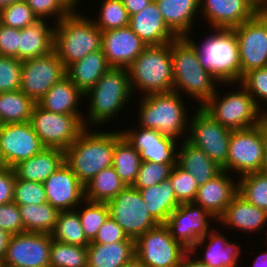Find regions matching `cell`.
Returning a JSON list of instances; mask_svg holds the SVG:
<instances>
[{
	"mask_svg": "<svg viewBox=\"0 0 267 267\" xmlns=\"http://www.w3.org/2000/svg\"><path fill=\"white\" fill-rule=\"evenodd\" d=\"M253 262L254 263L252 267H267V251L260 253V255H258Z\"/></svg>",
	"mask_w": 267,
	"mask_h": 267,
	"instance_id": "58",
	"label": "cell"
},
{
	"mask_svg": "<svg viewBox=\"0 0 267 267\" xmlns=\"http://www.w3.org/2000/svg\"><path fill=\"white\" fill-rule=\"evenodd\" d=\"M83 98H86L84 94L65 76L52 86L38 104L45 110L54 113L81 114L77 106Z\"/></svg>",
	"mask_w": 267,
	"mask_h": 267,
	"instance_id": "33",
	"label": "cell"
},
{
	"mask_svg": "<svg viewBox=\"0 0 267 267\" xmlns=\"http://www.w3.org/2000/svg\"><path fill=\"white\" fill-rule=\"evenodd\" d=\"M128 26L147 46L171 43L178 38L167 26L155 0L131 15Z\"/></svg>",
	"mask_w": 267,
	"mask_h": 267,
	"instance_id": "24",
	"label": "cell"
},
{
	"mask_svg": "<svg viewBox=\"0 0 267 267\" xmlns=\"http://www.w3.org/2000/svg\"><path fill=\"white\" fill-rule=\"evenodd\" d=\"M37 20L39 19L25 0L13 2L0 10V23L12 28L23 29Z\"/></svg>",
	"mask_w": 267,
	"mask_h": 267,
	"instance_id": "44",
	"label": "cell"
},
{
	"mask_svg": "<svg viewBox=\"0 0 267 267\" xmlns=\"http://www.w3.org/2000/svg\"><path fill=\"white\" fill-rule=\"evenodd\" d=\"M169 179L172 182L175 197L178 202L180 204L193 203L199 187L194 177L178 165H175L173 166Z\"/></svg>",
	"mask_w": 267,
	"mask_h": 267,
	"instance_id": "46",
	"label": "cell"
},
{
	"mask_svg": "<svg viewBox=\"0 0 267 267\" xmlns=\"http://www.w3.org/2000/svg\"><path fill=\"white\" fill-rule=\"evenodd\" d=\"M136 189L148 206L149 213L159 224H165L169 215L180 206L170 179L157 185Z\"/></svg>",
	"mask_w": 267,
	"mask_h": 267,
	"instance_id": "34",
	"label": "cell"
},
{
	"mask_svg": "<svg viewBox=\"0 0 267 267\" xmlns=\"http://www.w3.org/2000/svg\"><path fill=\"white\" fill-rule=\"evenodd\" d=\"M52 236L48 233L22 232L12 234L3 264L13 267H50Z\"/></svg>",
	"mask_w": 267,
	"mask_h": 267,
	"instance_id": "16",
	"label": "cell"
},
{
	"mask_svg": "<svg viewBox=\"0 0 267 267\" xmlns=\"http://www.w3.org/2000/svg\"><path fill=\"white\" fill-rule=\"evenodd\" d=\"M222 170L214 178L198 187L193 203L202 207L217 221L238 194V181ZM235 183V184H234Z\"/></svg>",
	"mask_w": 267,
	"mask_h": 267,
	"instance_id": "23",
	"label": "cell"
},
{
	"mask_svg": "<svg viewBox=\"0 0 267 267\" xmlns=\"http://www.w3.org/2000/svg\"><path fill=\"white\" fill-rule=\"evenodd\" d=\"M267 140V122L257 126L233 130L230 134L228 158L222 170L237 172L240 177L248 173L263 170L265 146Z\"/></svg>",
	"mask_w": 267,
	"mask_h": 267,
	"instance_id": "9",
	"label": "cell"
},
{
	"mask_svg": "<svg viewBox=\"0 0 267 267\" xmlns=\"http://www.w3.org/2000/svg\"><path fill=\"white\" fill-rule=\"evenodd\" d=\"M155 2L167 26L178 37L191 34L194 20L197 19L195 15L197 12L200 13L199 0H155Z\"/></svg>",
	"mask_w": 267,
	"mask_h": 267,
	"instance_id": "30",
	"label": "cell"
},
{
	"mask_svg": "<svg viewBox=\"0 0 267 267\" xmlns=\"http://www.w3.org/2000/svg\"><path fill=\"white\" fill-rule=\"evenodd\" d=\"M82 114H60L35 104L30 123L44 147L65 151L85 129Z\"/></svg>",
	"mask_w": 267,
	"mask_h": 267,
	"instance_id": "10",
	"label": "cell"
},
{
	"mask_svg": "<svg viewBox=\"0 0 267 267\" xmlns=\"http://www.w3.org/2000/svg\"><path fill=\"white\" fill-rule=\"evenodd\" d=\"M107 205L109 216L133 240L160 225L149 213L139 190L132 186H126Z\"/></svg>",
	"mask_w": 267,
	"mask_h": 267,
	"instance_id": "12",
	"label": "cell"
},
{
	"mask_svg": "<svg viewBox=\"0 0 267 267\" xmlns=\"http://www.w3.org/2000/svg\"><path fill=\"white\" fill-rule=\"evenodd\" d=\"M232 29L239 43L241 78L250 70L267 67V16L260 10Z\"/></svg>",
	"mask_w": 267,
	"mask_h": 267,
	"instance_id": "15",
	"label": "cell"
},
{
	"mask_svg": "<svg viewBox=\"0 0 267 267\" xmlns=\"http://www.w3.org/2000/svg\"><path fill=\"white\" fill-rule=\"evenodd\" d=\"M138 117L139 126L158 131L177 141L186 130H189V120L183 99L175 91L168 93L142 96ZM181 136V137H180Z\"/></svg>",
	"mask_w": 267,
	"mask_h": 267,
	"instance_id": "7",
	"label": "cell"
},
{
	"mask_svg": "<svg viewBox=\"0 0 267 267\" xmlns=\"http://www.w3.org/2000/svg\"><path fill=\"white\" fill-rule=\"evenodd\" d=\"M65 76L66 69L54 51L46 56L26 59L22 61L20 90L38 103Z\"/></svg>",
	"mask_w": 267,
	"mask_h": 267,
	"instance_id": "14",
	"label": "cell"
},
{
	"mask_svg": "<svg viewBox=\"0 0 267 267\" xmlns=\"http://www.w3.org/2000/svg\"><path fill=\"white\" fill-rule=\"evenodd\" d=\"M16 176L13 168L0 169V205L13 201V192Z\"/></svg>",
	"mask_w": 267,
	"mask_h": 267,
	"instance_id": "54",
	"label": "cell"
},
{
	"mask_svg": "<svg viewBox=\"0 0 267 267\" xmlns=\"http://www.w3.org/2000/svg\"><path fill=\"white\" fill-rule=\"evenodd\" d=\"M171 57L173 91L189 94L202 107L216 92L215 84L220 83L200 65L195 49L184 37H178L171 42Z\"/></svg>",
	"mask_w": 267,
	"mask_h": 267,
	"instance_id": "4",
	"label": "cell"
},
{
	"mask_svg": "<svg viewBox=\"0 0 267 267\" xmlns=\"http://www.w3.org/2000/svg\"><path fill=\"white\" fill-rule=\"evenodd\" d=\"M44 146L30 121L0 125V154L6 167L38 154Z\"/></svg>",
	"mask_w": 267,
	"mask_h": 267,
	"instance_id": "17",
	"label": "cell"
},
{
	"mask_svg": "<svg viewBox=\"0 0 267 267\" xmlns=\"http://www.w3.org/2000/svg\"><path fill=\"white\" fill-rule=\"evenodd\" d=\"M85 96L89 99V108L88 116L83 118L84 127L106 124L134 97L128 70L110 67Z\"/></svg>",
	"mask_w": 267,
	"mask_h": 267,
	"instance_id": "3",
	"label": "cell"
},
{
	"mask_svg": "<svg viewBox=\"0 0 267 267\" xmlns=\"http://www.w3.org/2000/svg\"><path fill=\"white\" fill-rule=\"evenodd\" d=\"M86 204V205H84ZM81 210L77 207L76 210L80 217V223L85 232V237L89 242L93 241L97 236L99 228L109 217V208L107 203L91 202L85 200ZM80 210V211H79Z\"/></svg>",
	"mask_w": 267,
	"mask_h": 267,
	"instance_id": "42",
	"label": "cell"
},
{
	"mask_svg": "<svg viewBox=\"0 0 267 267\" xmlns=\"http://www.w3.org/2000/svg\"><path fill=\"white\" fill-rule=\"evenodd\" d=\"M137 127L138 130L129 128L121 130V133L140 153L142 161L177 165L178 151L175 152L177 149L175 143L178 140L161 135L154 129Z\"/></svg>",
	"mask_w": 267,
	"mask_h": 267,
	"instance_id": "19",
	"label": "cell"
},
{
	"mask_svg": "<svg viewBox=\"0 0 267 267\" xmlns=\"http://www.w3.org/2000/svg\"><path fill=\"white\" fill-rule=\"evenodd\" d=\"M173 169L171 164L142 161L136 180L132 187L146 188L169 179Z\"/></svg>",
	"mask_w": 267,
	"mask_h": 267,
	"instance_id": "45",
	"label": "cell"
},
{
	"mask_svg": "<svg viewBox=\"0 0 267 267\" xmlns=\"http://www.w3.org/2000/svg\"><path fill=\"white\" fill-rule=\"evenodd\" d=\"M121 267H146L143 265L136 257H134L130 262L122 265Z\"/></svg>",
	"mask_w": 267,
	"mask_h": 267,
	"instance_id": "60",
	"label": "cell"
},
{
	"mask_svg": "<svg viewBox=\"0 0 267 267\" xmlns=\"http://www.w3.org/2000/svg\"><path fill=\"white\" fill-rule=\"evenodd\" d=\"M188 252L189 249L176 241L164 224L135 240V257L146 267H179Z\"/></svg>",
	"mask_w": 267,
	"mask_h": 267,
	"instance_id": "11",
	"label": "cell"
},
{
	"mask_svg": "<svg viewBox=\"0 0 267 267\" xmlns=\"http://www.w3.org/2000/svg\"><path fill=\"white\" fill-rule=\"evenodd\" d=\"M141 163L140 153L126 140L121 130L116 131L112 166L126 186L134 184Z\"/></svg>",
	"mask_w": 267,
	"mask_h": 267,
	"instance_id": "35",
	"label": "cell"
},
{
	"mask_svg": "<svg viewBox=\"0 0 267 267\" xmlns=\"http://www.w3.org/2000/svg\"><path fill=\"white\" fill-rule=\"evenodd\" d=\"M61 2L71 11V12H73V11H76L77 12V10L75 9V8H77L76 6H77V4H78V2H80L81 3V1L80 0H61Z\"/></svg>",
	"mask_w": 267,
	"mask_h": 267,
	"instance_id": "59",
	"label": "cell"
},
{
	"mask_svg": "<svg viewBox=\"0 0 267 267\" xmlns=\"http://www.w3.org/2000/svg\"><path fill=\"white\" fill-rule=\"evenodd\" d=\"M177 165L189 172L197 185H203L222 171L215 162L201 149L193 146L187 140L180 142Z\"/></svg>",
	"mask_w": 267,
	"mask_h": 267,
	"instance_id": "32",
	"label": "cell"
},
{
	"mask_svg": "<svg viewBox=\"0 0 267 267\" xmlns=\"http://www.w3.org/2000/svg\"><path fill=\"white\" fill-rule=\"evenodd\" d=\"M110 68L103 50L86 55L66 68V76L86 94Z\"/></svg>",
	"mask_w": 267,
	"mask_h": 267,
	"instance_id": "31",
	"label": "cell"
},
{
	"mask_svg": "<svg viewBox=\"0 0 267 267\" xmlns=\"http://www.w3.org/2000/svg\"><path fill=\"white\" fill-rule=\"evenodd\" d=\"M20 29L0 23V56L15 57L19 60Z\"/></svg>",
	"mask_w": 267,
	"mask_h": 267,
	"instance_id": "52",
	"label": "cell"
},
{
	"mask_svg": "<svg viewBox=\"0 0 267 267\" xmlns=\"http://www.w3.org/2000/svg\"><path fill=\"white\" fill-rule=\"evenodd\" d=\"M205 240L209 242L206 246L204 244ZM201 245L205 248L202 247L201 249ZM198 248L203 251V254L197 259L209 267H237L240 262V245L230 242L224 233L222 235L220 231L214 228H211L189 251L191 254L199 255V253H196Z\"/></svg>",
	"mask_w": 267,
	"mask_h": 267,
	"instance_id": "25",
	"label": "cell"
},
{
	"mask_svg": "<svg viewBox=\"0 0 267 267\" xmlns=\"http://www.w3.org/2000/svg\"><path fill=\"white\" fill-rule=\"evenodd\" d=\"M65 162V151L44 147L38 154L22 160L12 168L16 178L43 183Z\"/></svg>",
	"mask_w": 267,
	"mask_h": 267,
	"instance_id": "27",
	"label": "cell"
},
{
	"mask_svg": "<svg viewBox=\"0 0 267 267\" xmlns=\"http://www.w3.org/2000/svg\"><path fill=\"white\" fill-rule=\"evenodd\" d=\"M191 257H193V254H191V252L189 251L184 256L179 267H209L208 265L201 263L198 259H196L195 255H194V258H191Z\"/></svg>",
	"mask_w": 267,
	"mask_h": 267,
	"instance_id": "56",
	"label": "cell"
},
{
	"mask_svg": "<svg viewBox=\"0 0 267 267\" xmlns=\"http://www.w3.org/2000/svg\"><path fill=\"white\" fill-rule=\"evenodd\" d=\"M127 70L133 94L135 89L144 96L173 91L171 43L147 46Z\"/></svg>",
	"mask_w": 267,
	"mask_h": 267,
	"instance_id": "6",
	"label": "cell"
},
{
	"mask_svg": "<svg viewBox=\"0 0 267 267\" xmlns=\"http://www.w3.org/2000/svg\"><path fill=\"white\" fill-rule=\"evenodd\" d=\"M102 1L98 20H93L101 31L118 29L129 25V15L122 0Z\"/></svg>",
	"mask_w": 267,
	"mask_h": 267,
	"instance_id": "43",
	"label": "cell"
},
{
	"mask_svg": "<svg viewBox=\"0 0 267 267\" xmlns=\"http://www.w3.org/2000/svg\"><path fill=\"white\" fill-rule=\"evenodd\" d=\"M55 27H49L46 19L20 29L19 60L42 57L50 54L54 46Z\"/></svg>",
	"mask_w": 267,
	"mask_h": 267,
	"instance_id": "28",
	"label": "cell"
},
{
	"mask_svg": "<svg viewBox=\"0 0 267 267\" xmlns=\"http://www.w3.org/2000/svg\"><path fill=\"white\" fill-rule=\"evenodd\" d=\"M0 267H5V265L2 262H0Z\"/></svg>",
	"mask_w": 267,
	"mask_h": 267,
	"instance_id": "67",
	"label": "cell"
},
{
	"mask_svg": "<svg viewBox=\"0 0 267 267\" xmlns=\"http://www.w3.org/2000/svg\"><path fill=\"white\" fill-rule=\"evenodd\" d=\"M35 104L21 90L0 93V125L30 121Z\"/></svg>",
	"mask_w": 267,
	"mask_h": 267,
	"instance_id": "38",
	"label": "cell"
},
{
	"mask_svg": "<svg viewBox=\"0 0 267 267\" xmlns=\"http://www.w3.org/2000/svg\"><path fill=\"white\" fill-rule=\"evenodd\" d=\"M189 121L187 141L203 150L219 167L227 163L228 146L232 130L223 127L206 111L198 107ZM188 134V135H187Z\"/></svg>",
	"mask_w": 267,
	"mask_h": 267,
	"instance_id": "13",
	"label": "cell"
},
{
	"mask_svg": "<svg viewBox=\"0 0 267 267\" xmlns=\"http://www.w3.org/2000/svg\"><path fill=\"white\" fill-rule=\"evenodd\" d=\"M10 236L11 235L7 231L0 228V262L2 263Z\"/></svg>",
	"mask_w": 267,
	"mask_h": 267,
	"instance_id": "57",
	"label": "cell"
},
{
	"mask_svg": "<svg viewBox=\"0 0 267 267\" xmlns=\"http://www.w3.org/2000/svg\"><path fill=\"white\" fill-rule=\"evenodd\" d=\"M43 185L47 202L59 211L74 210L85 201V186L66 162Z\"/></svg>",
	"mask_w": 267,
	"mask_h": 267,
	"instance_id": "20",
	"label": "cell"
},
{
	"mask_svg": "<svg viewBox=\"0 0 267 267\" xmlns=\"http://www.w3.org/2000/svg\"><path fill=\"white\" fill-rule=\"evenodd\" d=\"M78 13L70 12L54 26L53 51L65 69L86 55L100 50L102 45V31L93 19Z\"/></svg>",
	"mask_w": 267,
	"mask_h": 267,
	"instance_id": "5",
	"label": "cell"
},
{
	"mask_svg": "<svg viewBox=\"0 0 267 267\" xmlns=\"http://www.w3.org/2000/svg\"><path fill=\"white\" fill-rule=\"evenodd\" d=\"M218 221L225 227L230 226L240 232H245V234L257 233V231L259 233L263 227H267V212L252 205L238 193Z\"/></svg>",
	"mask_w": 267,
	"mask_h": 267,
	"instance_id": "26",
	"label": "cell"
},
{
	"mask_svg": "<svg viewBox=\"0 0 267 267\" xmlns=\"http://www.w3.org/2000/svg\"><path fill=\"white\" fill-rule=\"evenodd\" d=\"M49 260L50 267H87V246L52 239Z\"/></svg>",
	"mask_w": 267,
	"mask_h": 267,
	"instance_id": "41",
	"label": "cell"
},
{
	"mask_svg": "<svg viewBox=\"0 0 267 267\" xmlns=\"http://www.w3.org/2000/svg\"><path fill=\"white\" fill-rule=\"evenodd\" d=\"M24 232L51 234L54 231L59 210L50 203L18 205Z\"/></svg>",
	"mask_w": 267,
	"mask_h": 267,
	"instance_id": "37",
	"label": "cell"
},
{
	"mask_svg": "<svg viewBox=\"0 0 267 267\" xmlns=\"http://www.w3.org/2000/svg\"><path fill=\"white\" fill-rule=\"evenodd\" d=\"M22 61L15 57L0 56V93L20 90Z\"/></svg>",
	"mask_w": 267,
	"mask_h": 267,
	"instance_id": "48",
	"label": "cell"
},
{
	"mask_svg": "<svg viewBox=\"0 0 267 267\" xmlns=\"http://www.w3.org/2000/svg\"><path fill=\"white\" fill-rule=\"evenodd\" d=\"M238 193L252 205L267 212V173L258 171L239 177Z\"/></svg>",
	"mask_w": 267,
	"mask_h": 267,
	"instance_id": "40",
	"label": "cell"
},
{
	"mask_svg": "<svg viewBox=\"0 0 267 267\" xmlns=\"http://www.w3.org/2000/svg\"><path fill=\"white\" fill-rule=\"evenodd\" d=\"M23 1V0H0V10L9 6L13 2Z\"/></svg>",
	"mask_w": 267,
	"mask_h": 267,
	"instance_id": "61",
	"label": "cell"
},
{
	"mask_svg": "<svg viewBox=\"0 0 267 267\" xmlns=\"http://www.w3.org/2000/svg\"><path fill=\"white\" fill-rule=\"evenodd\" d=\"M135 257V240L108 244L90 243L87 246V267H121Z\"/></svg>",
	"mask_w": 267,
	"mask_h": 267,
	"instance_id": "29",
	"label": "cell"
},
{
	"mask_svg": "<svg viewBox=\"0 0 267 267\" xmlns=\"http://www.w3.org/2000/svg\"><path fill=\"white\" fill-rule=\"evenodd\" d=\"M0 228L10 235L24 232L19 207L13 201L0 205Z\"/></svg>",
	"mask_w": 267,
	"mask_h": 267,
	"instance_id": "51",
	"label": "cell"
},
{
	"mask_svg": "<svg viewBox=\"0 0 267 267\" xmlns=\"http://www.w3.org/2000/svg\"><path fill=\"white\" fill-rule=\"evenodd\" d=\"M200 14L212 28H234L252 19L260 9L251 0H199Z\"/></svg>",
	"mask_w": 267,
	"mask_h": 267,
	"instance_id": "21",
	"label": "cell"
},
{
	"mask_svg": "<svg viewBox=\"0 0 267 267\" xmlns=\"http://www.w3.org/2000/svg\"><path fill=\"white\" fill-rule=\"evenodd\" d=\"M85 200L107 203L112 200L126 184L120 179L113 166L104 168L85 185Z\"/></svg>",
	"mask_w": 267,
	"mask_h": 267,
	"instance_id": "36",
	"label": "cell"
},
{
	"mask_svg": "<svg viewBox=\"0 0 267 267\" xmlns=\"http://www.w3.org/2000/svg\"><path fill=\"white\" fill-rule=\"evenodd\" d=\"M215 220L202 207L194 203L180 204L168 217L164 224L172 237L191 249L211 229L209 221Z\"/></svg>",
	"mask_w": 267,
	"mask_h": 267,
	"instance_id": "18",
	"label": "cell"
},
{
	"mask_svg": "<svg viewBox=\"0 0 267 267\" xmlns=\"http://www.w3.org/2000/svg\"><path fill=\"white\" fill-rule=\"evenodd\" d=\"M213 32L202 44L192 40L190 34L184 38L195 49L200 65L209 71L221 84H238L241 81V62L239 43L231 28H211ZM215 30V31H214ZM213 33V34H212Z\"/></svg>",
	"mask_w": 267,
	"mask_h": 267,
	"instance_id": "1",
	"label": "cell"
},
{
	"mask_svg": "<svg viewBox=\"0 0 267 267\" xmlns=\"http://www.w3.org/2000/svg\"><path fill=\"white\" fill-rule=\"evenodd\" d=\"M238 85L241 88L239 91L233 90L222 97L217 90L201 107L215 121L232 131L251 128L264 122V108L256 104L240 83Z\"/></svg>",
	"mask_w": 267,
	"mask_h": 267,
	"instance_id": "8",
	"label": "cell"
},
{
	"mask_svg": "<svg viewBox=\"0 0 267 267\" xmlns=\"http://www.w3.org/2000/svg\"><path fill=\"white\" fill-rule=\"evenodd\" d=\"M90 129L85 128L65 150V162L84 185L101 170L112 166L116 144V130Z\"/></svg>",
	"mask_w": 267,
	"mask_h": 267,
	"instance_id": "2",
	"label": "cell"
},
{
	"mask_svg": "<svg viewBox=\"0 0 267 267\" xmlns=\"http://www.w3.org/2000/svg\"><path fill=\"white\" fill-rule=\"evenodd\" d=\"M31 7L33 13L38 19L57 18L54 20L58 23L65 18L71 11L61 2V0H25Z\"/></svg>",
	"mask_w": 267,
	"mask_h": 267,
	"instance_id": "50",
	"label": "cell"
},
{
	"mask_svg": "<svg viewBox=\"0 0 267 267\" xmlns=\"http://www.w3.org/2000/svg\"><path fill=\"white\" fill-rule=\"evenodd\" d=\"M261 11L267 16V0L265 2V5L263 6V8L261 9Z\"/></svg>",
	"mask_w": 267,
	"mask_h": 267,
	"instance_id": "64",
	"label": "cell"
},
{
	"mask_svg": "<svg viewBox=\"0 0 267 267\" xmlns=\"http://www.w3.org/2000/svg\"><path fill=\"white\" fill-rule=\"evenodd\" d=\"M266 109H267V107H266ZM266 109L264 110V121L265 122H267V110Z\"/></svg>",
	"mask_w": 267,
	"mask_h": 267,
	"instance_id": "66",
	"label": "cell"
},
{
	"mask_svg": "<svg viewBox=\"0 0 267 267\" xmlns=\"http://www.w3.org/2000/svg\"><path fill=\"white\" fill-rule=\"evenodd\" d=\"M146 47L129 26L102 31L101 49L110 67L127 69Z\"/></svg>",
	"mask_w": 267,
	"mask_h": 267,
	"instance_id": "22",
	"label": "cell"
},
{
	"mask_svg": "<svg viewBox=\"0 0 267 267\" xmlns=\"http://www.w3.org/2000/svg\"><path fill=\"white\" fill-rule=\"evenodd\" d=\"M13 202L17 205L46 203L47 197L43 183L16 178Z\"/></svg>",
	"mask_w": 267,
	"mask_h": 267,
	"instance_id": "47",
	"label": "cell"
},
{
	"mask_svg": "<svg viewBox=\"0 0 267 267\" xmlns=\"http://www.w3.org/2000/svg\"><path fill=\"white\" fill-rule=\"evenodd\" d=\"M262 171L267 173V140H266V146H265V160H264V165H263Z\"/></svg>",
	"mask_w": 267,
	"mask_h": 267,
	"instance_id": "63",
	"label": "cell"
},
{
	"mask_svg": "<svg viewBox=\"0 0 267 267\" xmlns=\"http://www.w3.org/2000/svg\"><path fill=\"white\" fill-rule=\"evenodd\" d=\"M128 236L121 226L110 216L99 228L97 236L90 243L110 244L112 242L125 241Z\"/></svg>",
	"mask_w": 267,
	"mask_h": 267,
	"instance_id": "53",
	"label": "cell"
},
{
	"mask_svg": "<svg viewBox=\"0 0 267 267\" xmlns=\"http://www.w3.org/2000/svg\"><path fill=\"white\" fill-rule=\"evenodd\" d=\"M6 167L0 154V169Z\"/></svg>",
	"mask_w": 267,
	"mask_h": 267,
	"instance_id": "65",
	"label": "cell"
},
{
	"mask_svg": "<svg viewBox=\"0 0 267 267\" xmlns=\"http://www.w3.org/2000/svg\"><path fill=\"white\" fill-rule=\"evenodd\" d=\"M260 10L265 5L266 0H251Z\"/></svg>",
	"mask_w": 267,
	"mask_h": 267,
	"instance_id": "62",
	"label": "cell"
},
{
	"mask_svg": "<svg viewBox=\"0 0 267 267\" xmlns=\"http://www.w3.org/2000/svg\"><path fill=\"white\" fill-rule=\"evenodd\" d=\"M153 0H122L129 17L140 12L149 5Z\"/></svg>",
	"mask_w": 267,
	"mask_h": 267,
	"instance_id": "55",
	"label": "cell"
},
{
	"mask_svg": "<svg viewBox=\"0 0 267 267\" xmlns=\"http://www.w3.org/2000/svg\"><path fill=\"white\" fill-rule=\"evenodd\" d=\"M240 84L260 108L263 106L260 104L262 101L267 102V67L248 71L241 78Z\"/></svg>",
	"mask_w": 267,
	"mask_h": 267,
	"instance_id": "49",
	"label": "cell"
},
{
	"mask_svg": "<svg viewBox=\"0 0 267 267\" xmlns=\"http://www.w3.org/2000/svg\"><path fill=\"white\" fill-rule=\"evenodd\" d=\"M51 236L54 240L71 245L88 246L90 244L85 237V232L76 209L59 212Z\"/></svg>",
	"mask_w": 267,
	"mask_h": 267,
	"instance_id": "39",
	"label": "cell"
}]
</instances>
